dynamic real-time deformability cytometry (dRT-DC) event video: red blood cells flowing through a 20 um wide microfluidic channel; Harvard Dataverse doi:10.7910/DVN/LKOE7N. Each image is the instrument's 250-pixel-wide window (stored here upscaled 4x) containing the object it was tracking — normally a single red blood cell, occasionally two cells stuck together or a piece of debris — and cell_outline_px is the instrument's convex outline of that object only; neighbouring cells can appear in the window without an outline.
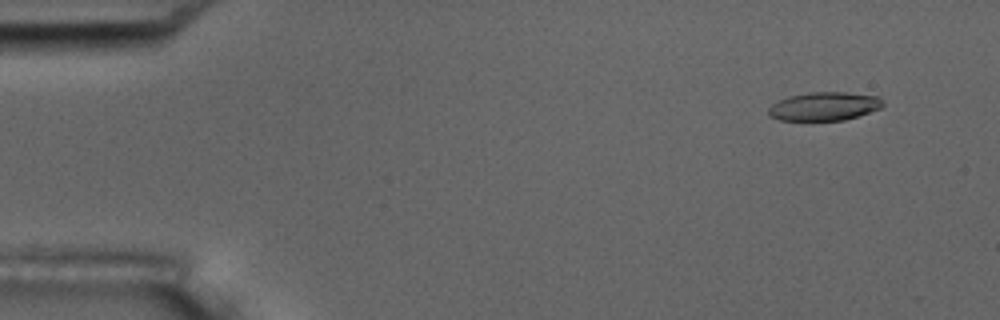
{"species": "common noctule bat (a hibernating species)", "species_latin": "Nyctalus noctula", "temperature_condition": "room temperature", "stored_images_in_passage": 7, "camera_frame_rate_fps": 3000, "um_per_image_px": 0.085, "animal": {"sex": "male", "body_mass_g": 17.5, "forearm_length_mm": 52.3}, "frame": {"image": 1, "passage_image": 2, "time_ms": 1.0, "image_size_px": [1000, 320], "cell_outline_px": [[884, 104], [880, 108], [844, 120], [780, 120], [768, 116], [768, 108], [772, 104], [788, 96], [808, 92], [844, 92], [880, 96], [884, 100]], "centroid_in_image_um": [70.05, 9.02], "position_along_channel_um": 14.9, "area_um2": 19.02}}